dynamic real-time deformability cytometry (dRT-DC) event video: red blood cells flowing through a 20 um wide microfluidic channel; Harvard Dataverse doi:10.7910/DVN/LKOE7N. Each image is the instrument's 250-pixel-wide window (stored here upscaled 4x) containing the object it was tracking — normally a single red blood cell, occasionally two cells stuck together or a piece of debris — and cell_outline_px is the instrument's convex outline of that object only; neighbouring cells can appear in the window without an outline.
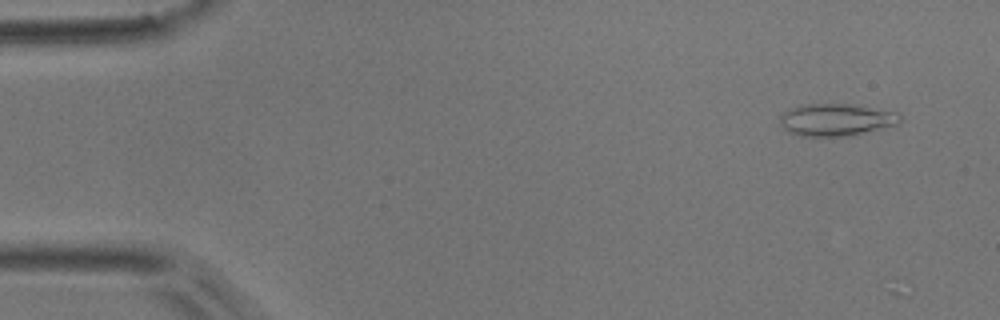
{"species": "common noctule bat (a hibernating species)", "species_latin": "Nyctalus noctula", "temperature_condition": "room temperature", "stored_images_in_passage": 3, "camera_frame_rate_fps": 3000, "um_per_image_px": 0.085, "animal": {"sex": "male", "body_mass_g": 17.9}, "frame": {"image": 1, "passage_image": 2, "time_ms": 1.0, "image_size_px": [1000, 320], "cell_outline_px": [[900, 124], [844, 136], [800, 136], [788, 132], [780, 124], [780, 116], [784, 112], [792, 108], [804, 104], [852, 104], [900, 112]], "centroid_in_image_um": [71.08, 10.17], "position_along_channel_um": 13.9, "area_um2": 22.48}}